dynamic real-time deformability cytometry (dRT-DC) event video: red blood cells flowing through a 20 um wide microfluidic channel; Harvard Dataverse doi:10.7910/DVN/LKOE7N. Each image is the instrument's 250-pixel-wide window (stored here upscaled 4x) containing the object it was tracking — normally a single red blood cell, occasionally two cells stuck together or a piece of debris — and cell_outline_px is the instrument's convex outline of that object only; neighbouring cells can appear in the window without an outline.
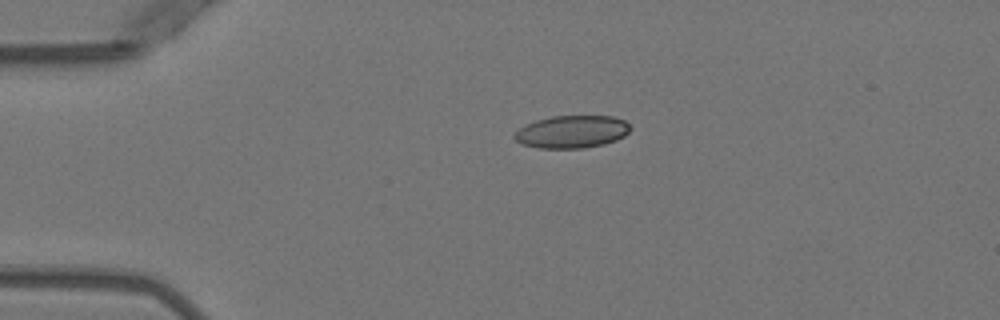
{"species": "Egyptian fruit bat (a non-hibernating species)", "species_latin": "Rousettus aegyptiacus", "temperature_condition": "warm", "stored_images_in_passage": 41, "camera_frame_rate_fps": 3000, "um_per_image_px": 0.085, "animal": {"sex": "female"}, "frame": {"image": 1, "passage_image": 1, "time_ms": 0.0, "image_size_px": [1000, 320], "cell_outline_px": [[628, 132], [624, 136], [616, 140], [604, 144], [580, 148], [540, 148], [520, 144], [512, 136], [524, 124], [536, 120], [552, 116], [612, 116], [624, 120], [628, 124]], "centroid_in_image_um": [48.56, 11.2], "position_along_channel_um": 36.4, "area_um2": 21.91}}
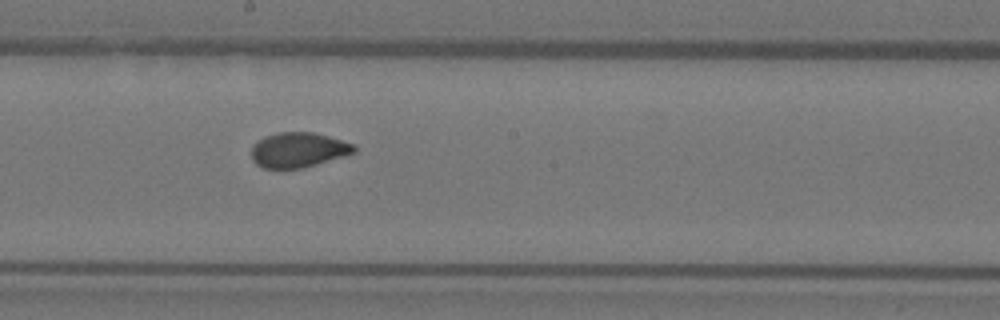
{"frame": {"image": 2, "passage_image": 18, "time_ms": 5.667, "image_size_px": [1000, 320], "cell_outline_px": [[356, 152], [344, 156], [304, 168], [264, 168], [256, 164], [252, 160], [252, 144], [264, 136], [280, 132], [312, 132], [328, 136], [352, 144], [356, 148]], "centroid_in_image_um": [25.33, 12.74], "position_along_channel_um": 222.9, "area_um2": 20.87}}
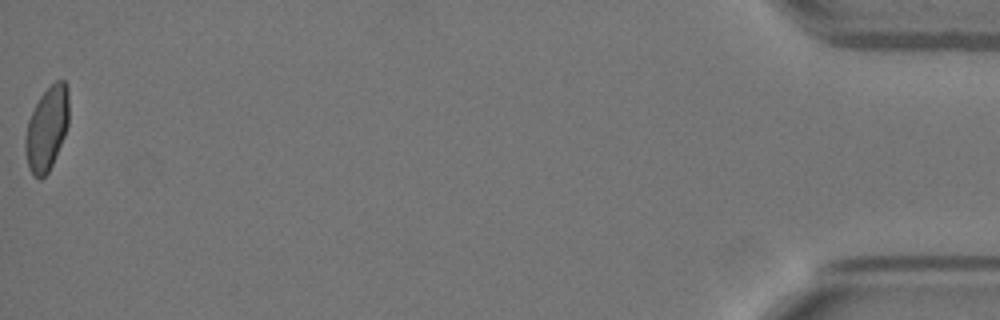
{"frame": {"image": 3, "passage_image": 41, "time_ms": 13.333, "image_size_px": [1000, 320], "cell_outline_px": [[68, 124], [64, 136], [52, 164], [48, 172], [40, 180], [32, 176], [28, 168], [24, 148], [24, 136], [28, 120], [40, 96], [56, 80], [64, 80], [68, 84]], "centroid_in_image_um": [3.96, 10.95], "position_along_channel_um": 431.2, "area_um2": 21.39}, "authors_computed_cell_mechanics": {"area_um2": 21.386, "velocity_mm_per_s": 3.9692, "shape_relaxation_time_tau1_ms": 9.8164, "shape_relaxation_time_tau2_ms": 0.6484, "deformation_change_tau1": 0.2289, "deformation_change_tau2": 0.0522}}